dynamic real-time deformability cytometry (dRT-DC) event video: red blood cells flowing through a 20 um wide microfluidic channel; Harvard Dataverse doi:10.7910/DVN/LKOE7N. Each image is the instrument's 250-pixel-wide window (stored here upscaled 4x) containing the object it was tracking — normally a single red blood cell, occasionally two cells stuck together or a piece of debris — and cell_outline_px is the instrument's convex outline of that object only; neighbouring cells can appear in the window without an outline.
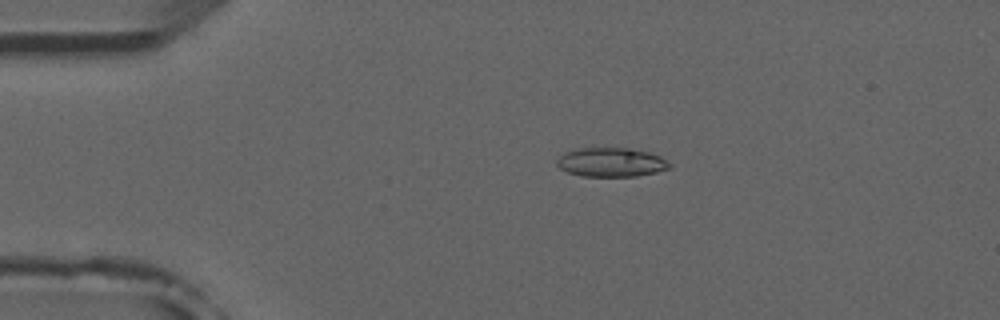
{"species": "common noctule bat (a hibernating species)", "species_latin": "Nyctalus noctula", "temperature_condition": "room temperature", "stored_images_in_passage": 5, "camera_frame_rate_fps": 3000, "um_per_image_px": 0.085, "animal": {"sex": "male", "forearm_length_mm": 52.5}, "frame": {"image": 1, "passage_image": 4, "time_ms": 3.333, "image_size_px": [1000, 320], "cell_outline_px": [[672, 168], [656, 172], [636, 176], [580, 176], [568, 172], [560, 168], [556, 164], [556, 160], [564, 152], [580, 148], [628, 148], [648, 152], [660, 156], [672, 164]], "centroid_in_image_um": [51.96, 13.79], "position_along_channel_um": 33.0, "area_um2": 19.13}}